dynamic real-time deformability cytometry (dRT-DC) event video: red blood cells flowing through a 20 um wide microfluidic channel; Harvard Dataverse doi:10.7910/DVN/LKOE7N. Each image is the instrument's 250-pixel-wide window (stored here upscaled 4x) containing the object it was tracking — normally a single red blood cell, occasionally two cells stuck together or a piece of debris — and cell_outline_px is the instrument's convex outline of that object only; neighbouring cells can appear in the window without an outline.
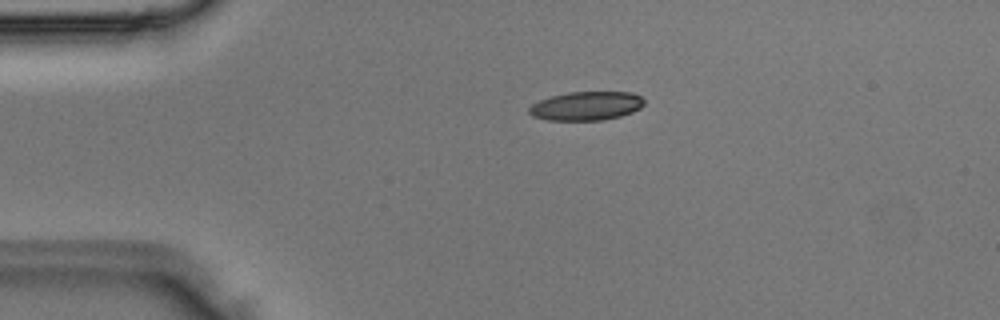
{"species": "Egyptian fruit bat (a non-hibernating species)", "species_latin": "Rousettus aegyptiacus", "temperature_condition": "room temperature", "stored_images_in_passage": 2, "camera_frame_rate_fps": 3000, "um_per_image_px": 0.085, "animal": {"sex": "male"}, "frame": {"image": 1, "passage_image": 2, "time_ms": 0.333, "image_size_px": [1000, 320], "cell_outline_px": [[644, 104], [640, 108], [632, 112], [620, 116], [604, 120], [548, 120], [532, 116], [528, 112], [528, 108], [532, 104], [540, 100], [552, 96], [568, 92], [632, 92], [640, 96], [644, 100]], "centroid_in_image_um": [49.83, 9.0], "position_along_channel_um": 35.2, "area_um2": 19.31}}